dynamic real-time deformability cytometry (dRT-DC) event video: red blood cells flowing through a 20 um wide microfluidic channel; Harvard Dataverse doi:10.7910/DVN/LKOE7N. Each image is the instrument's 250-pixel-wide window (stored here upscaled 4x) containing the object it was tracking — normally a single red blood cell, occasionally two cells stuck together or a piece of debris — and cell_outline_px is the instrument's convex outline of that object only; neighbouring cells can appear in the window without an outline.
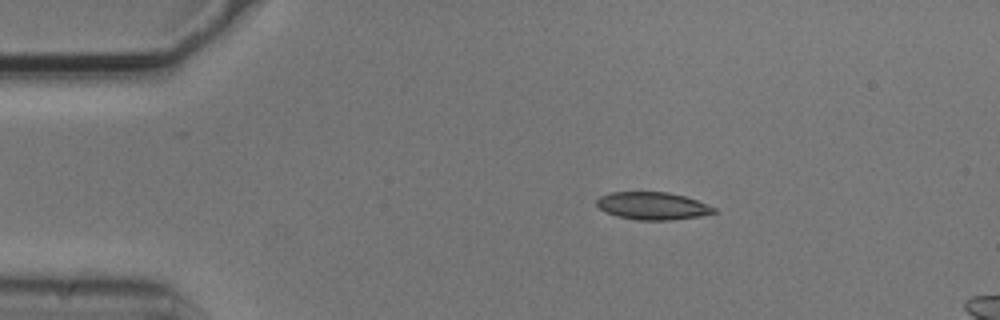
{"species": "common noctule bat (a hibernating species)", "species_latin": "Nyctalus noctula", "temperature_condition": "cold", "stored_images_in_passage": 3, "camera_frame_rate_fps": 3000, "um_per_image_px": 0.085, "animal": {"sex": "male", "body_mass_g": 20.5, "forearm_length_mm": 52.5}, "frame": {"image": 1, "passage_image": 1, "time_ms": 0.0, "image_size_px": [1000, 320], "cell_outline_px": [[716, 212], [700, 216], [672, 220], [640, 220], [616, 216], [604, 212], [596, 204], [596, 200], [600, 196], [612, 192], [668, 192], [684, 196], [696, 200], [716, 208]], "centroid_in_image_um": [55.45, 17.5], "position_along_channel_um": 29.6, "area_um2": 18.79}}